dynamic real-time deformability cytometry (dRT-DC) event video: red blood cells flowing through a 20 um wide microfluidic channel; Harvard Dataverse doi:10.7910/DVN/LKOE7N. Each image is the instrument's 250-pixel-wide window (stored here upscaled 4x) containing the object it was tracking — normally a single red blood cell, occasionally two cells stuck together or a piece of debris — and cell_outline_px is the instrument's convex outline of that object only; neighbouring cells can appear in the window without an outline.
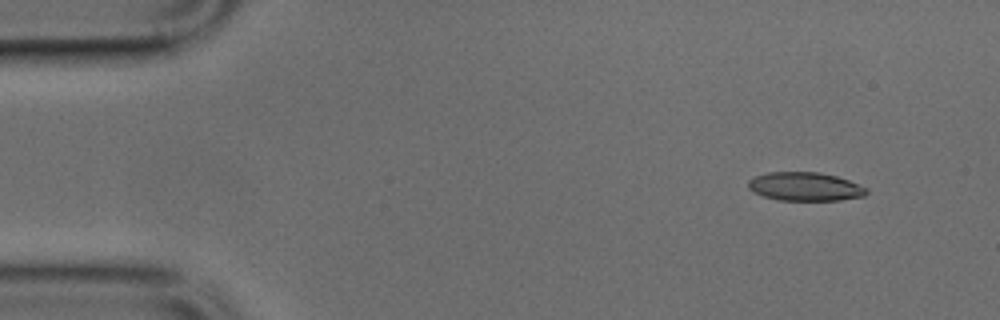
{"species": "common noctule bat (a hibernating species)", "species_latin": "Nyctalus noctula", "temperature_condition": "cold", "stored_images_in_passage": 45, "camera_frame_rate_fps": 3000, "um_per_image_px": 0.085, "animal": {"sex": "male", "body_mass_g": 17.9, "forearm_length_mm": 54.2}, "frame": {"image": 1, "passage_image": 1, "time_ms": 0.0, "image_size_px": [1000, 320], "cell_outline_px": [[868, 192], [864, 196], [840, 200], [780, 200], [764, 196], [748, 188], [748, 180], [756, 176], [768, 172], [820, 172], [836, 176], [848, 180], [868, 188]], "centroid_in_image_um": [68.45, 15.85], "position_along_channel_um": 16.5, "area_um2": 19.59}}
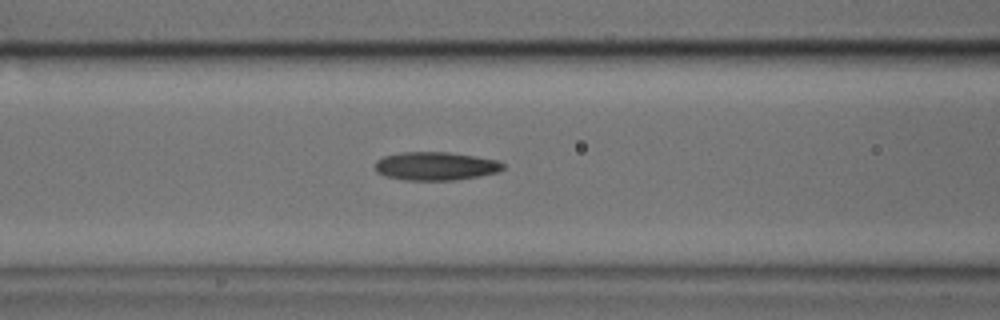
{"frame": {"image": 2, "passage_image": 16, "time_ms": 5.0, "image_size_px": [1000, 320], "cell_outline_px": [[504, 168], [500, 172], [480, 176], [456, 180], [404, 180], [384, 176], [376, 172], [376, 160], [384, 156], [400, 152], [448, 152], [476, 156], [496, 160], [504, 164]], "centroid_in_image_um": [37.03, 14.12], "position_along_channel_um": 129.6, "area_um2": 21.33}}
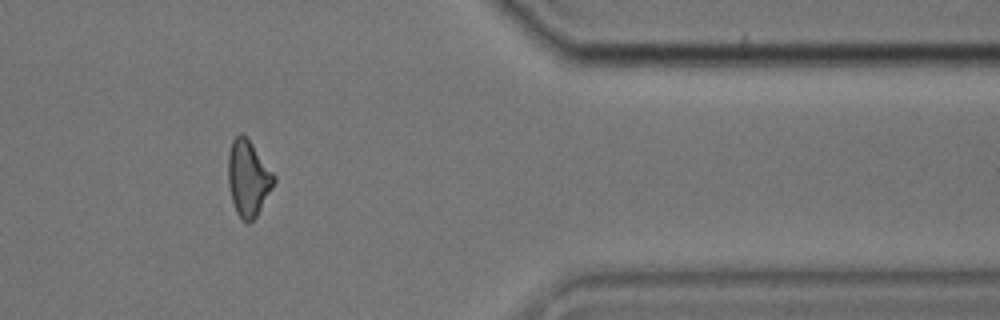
{"frame": {"image": 3, "passage_image": 37, "time_ms": 12.0, "image_size_px": [1000, 320], "cell_outline_px": [[276, 180], [272, 188], [256, 216], [248, 224], [240, 220], [236, 212], [232, 200], [228, 184], [228, 152], [232, 140], [240, 132], [252, 144], [276, 176]], "centroid_in_image_um": [21.08, 15.17], "position_along_channel_um": 390.3, "area_um2": 20.17}}